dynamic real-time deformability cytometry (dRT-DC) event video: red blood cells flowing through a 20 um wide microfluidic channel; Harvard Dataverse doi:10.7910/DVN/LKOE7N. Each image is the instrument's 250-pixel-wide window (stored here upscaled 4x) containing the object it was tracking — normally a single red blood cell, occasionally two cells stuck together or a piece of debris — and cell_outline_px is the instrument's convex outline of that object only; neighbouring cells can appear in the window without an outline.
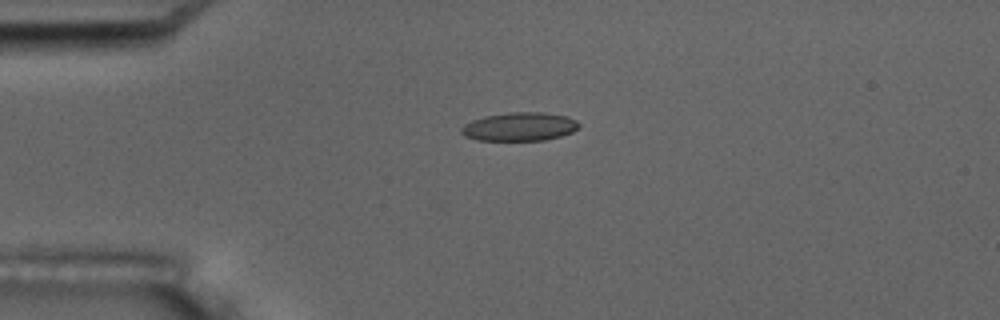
{"species": "common noctule bat (a hibernating species)", "species_latin": "Nyctalus noctula", "temperature_condition": "room temperature", "stored_images_in_passage": 5, "camera_frame_rate_fps": 3000, "um_per_image_px": 0.085, "animal": {"sex": "male", "body_mass_g": 17.5, "forearm_length_mm": 52.3}, "frame": {"image": 1, "passage_image": 3, "time_ms": 2.333, "image_size_px": [1000, 320], "cell_outline_px": [[580, 128], [572, 132], [560, 136], [544, 140], [476, 140], [464, 136], [460, 132], [460, 128], [464, 124], [472, 120], [484, 116], [508, 112], [544, 112], [568, 116], [576, 120], [580, 124]], "centroid_in_image_um": [44.16, 10.76], "position_along_channel_um": 40.8, "area_um2": 19.77}}